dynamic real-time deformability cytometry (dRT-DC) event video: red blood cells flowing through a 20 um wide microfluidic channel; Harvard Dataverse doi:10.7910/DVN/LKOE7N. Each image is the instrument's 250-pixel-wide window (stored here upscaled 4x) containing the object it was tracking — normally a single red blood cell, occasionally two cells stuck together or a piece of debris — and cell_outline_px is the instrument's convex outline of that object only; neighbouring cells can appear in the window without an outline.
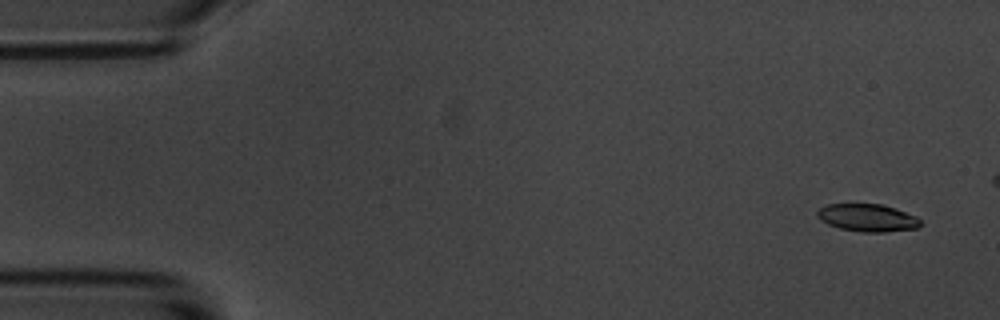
{"species": "common noctule bat (a hibernating species)", "species_latin": "Nyctalus noctula", "temperature_condition": "room temperature", "stored_images_in_passage": 5, "camera_frame_rate_fps": 3000, "um_per_image_px": 0.085, "animal": {"sex": "male", "body_mass_g": 20.1, "forearm_length_mm": 53.5}, "frame": {"image": 1, "passage_image": 1, "time_ms": 0.0, "image_size_px": [1000, 320], "cell_outline_px": [[920, 224], [916, 228], [884, 232], [860, 232], [840, 228], [828, 224], [820, 220], [816, 216], [816, 212], [820, 208], [828, 204], [884, 204], [896, 208], [916, 216], [920, 220]], "centroid_in_image_um": [73.72, 18.5], "position_along_channel_um": 11.3, "area_um2": 16.59}}